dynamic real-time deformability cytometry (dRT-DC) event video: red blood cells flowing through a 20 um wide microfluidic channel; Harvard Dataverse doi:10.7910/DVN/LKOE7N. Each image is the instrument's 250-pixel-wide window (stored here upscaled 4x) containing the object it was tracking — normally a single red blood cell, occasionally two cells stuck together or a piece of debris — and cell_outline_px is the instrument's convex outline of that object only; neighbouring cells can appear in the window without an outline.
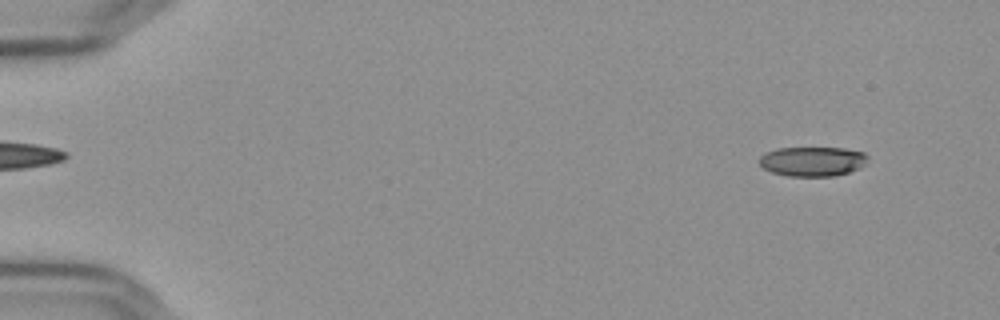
{"species": "Egyptian fruit bat (a non-hibernating species)", "species_latin": "Rousettus aegyptiacus", "temperature_condition": "cold", "stored_images_in_passage": 54, "camera_frame_rate_fps": 3000, "um_per_image_px": 0.085, "frame": {"image": 1, "passage_image": 3, "time_ms": 0.667, "image_size_px": [1000, 320], "cell_outline_px": [[868, 164], [860, 168], [848, 172], [832, 176], [788, 176], [772, 172], [764, 168], [760, 164], [760, 156], [764, 152], [776, 148], [844, 148], [864, 152], [868, 156]], "centroid_in_image_um": [69.09, 13.71], "position_along_channel_um": 15.9, "area_um2": 18.84}}
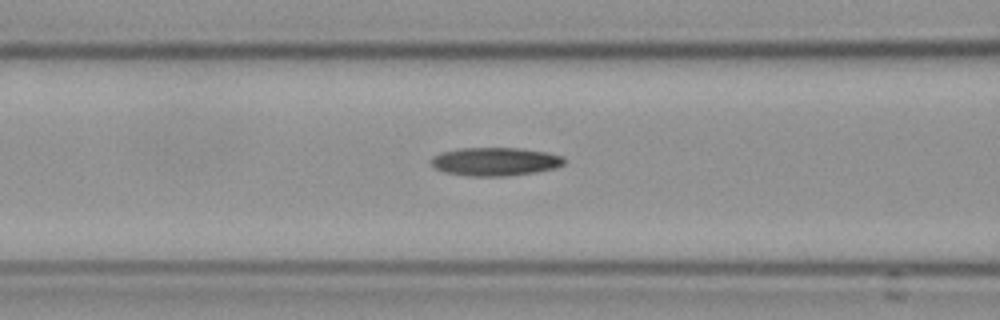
{"frame": {"image": 2, "passage_image": 22, "time_ms": 7.0, "image_size_px": [1000, 320], "cell_outline_px": [[564, 164], [556, 168], [536, 172], [504, 176], [468, 176], [444, 172], [436, 168], [428, 160], [432, 156], [440, 152], [460, 148], [516, 148], [544, 152], [560, 156], [564, 160]], "centroid_in_image_um": [42.02, 13.74], "position_along_channel_um": 124.6, "area_um2": 21.91}}
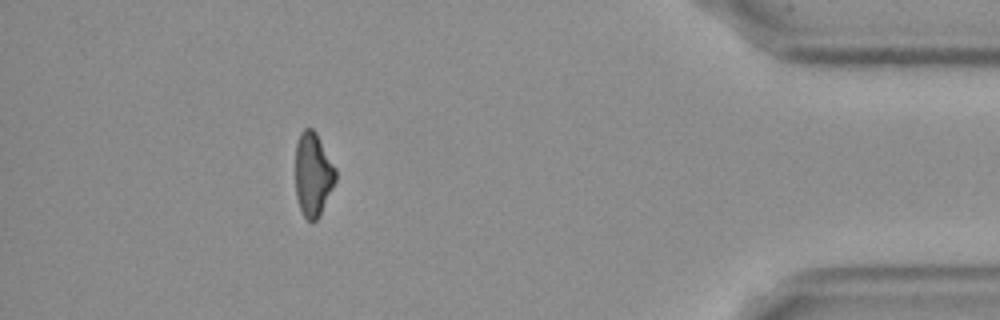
{"frame": {"image": 3, "passage_image": 49, "time_ms": 16.0, "image_size_px": [1000, 320], "cell_outline_px": [[336, 180], [316, 220], [312, 224], [304, 216], [300, 208], [296, 196], [296, 144], [300, 132], [304, 128], [312, 128], [316, 132], [336, 168]], "centroid_in_image_um": [26.6, 14.79], "position_along_channel_um": 408.6, "area_um2": 19.42}, "authors_computed_cell_mechanics": {"area_um2": 20.9525, "velocity_mm_per_s": 3.6578, "shape_relaxation_time_tau1_ms": null, "shape_relaxation_time_tau2_ms": 7.3369, "deformation_change_tau1": null, "deformation_change_tau2": 0.1794}}